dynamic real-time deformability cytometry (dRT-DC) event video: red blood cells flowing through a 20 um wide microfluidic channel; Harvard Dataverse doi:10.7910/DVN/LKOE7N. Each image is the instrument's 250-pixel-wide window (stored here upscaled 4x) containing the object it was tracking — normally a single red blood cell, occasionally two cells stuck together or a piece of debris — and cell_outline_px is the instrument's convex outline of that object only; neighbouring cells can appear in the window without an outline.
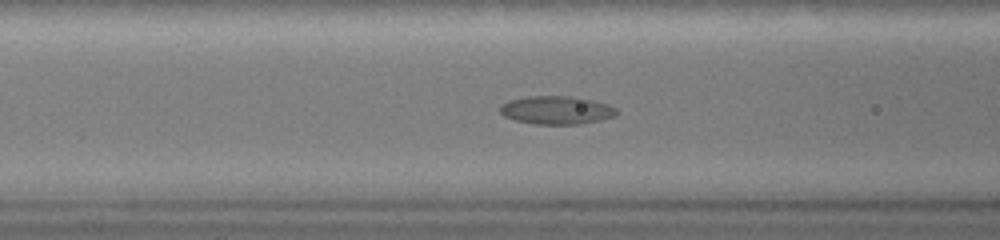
{"species": "common noctule bat (a hibernating species)", "species_latin": "Nyctalus noctula", "temperature_condition": "warm", "stored_images_in_passage": 48, "camera_frame_rate_fps": 3000, "um_per_image_px": 0.085, "animal": {"sex": "female", "body_mass_g": 19.0, "forearm_length_mm": 51.5}, "frame": {"image": 1, "passage_image": 19, "time_ms": 6.0, "image_size_px": [1000, 240], "cell_outline_px": [[616, 112], [612, 116], [580, 124], [536, 124], [516, 120], [504, 116], [500, 112], [500, 108], [508, 100], [528, 96], [568, 96], [592, 100], [608, 104], [616, 108]], "centroid_in_image_um": [47.26, 9.35], "position_along_channel_um": 119.3, "area_um2": 18.79}}
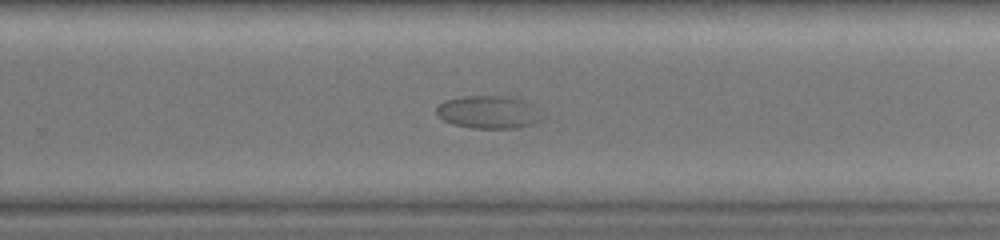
{"frame": {"image": 2, "passage_image": 32, "time_ms": 10.333, "image_size_px": [1000, 240], "cell_outline_px": [[548, 116], [532, 124], [516, 128], [472, 128], [456, 124], [444, 120], [436, 112], [436, 108], [444, 100], [464, 96], [508, 96], [524, 100], [532, 104]], "centroid_in_image_um": [41.61, 9.52], "position_along_channel_um": 288.2, "area_um2": 20.35}}
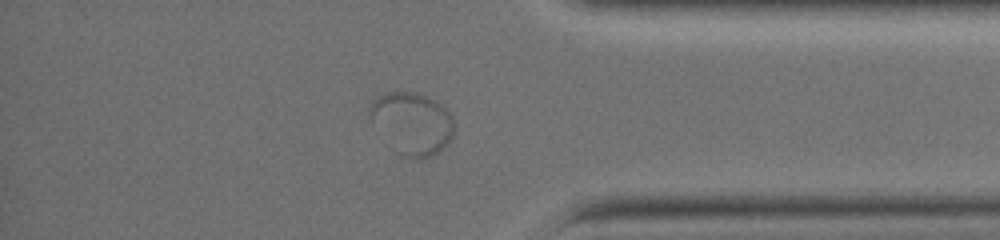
{"frame": {"image": 3, "passage_image": 41, "time_ms": 13.333, "image_size_px": [1000, 240], "cell_outline_px": [[452, 136], [448, 144], [444, 148], [428, 156], [404, 156], [396, 152], [372, 120], [368, 112], [368, 108], [372, 100], [384, 92], [412, 92], [428, 96], [436, 100], [452, 116]], "centroid_in_image_um": [35.01, 10.43], "position_along_channel_um": 400.2, "area_um2": 29.77}}